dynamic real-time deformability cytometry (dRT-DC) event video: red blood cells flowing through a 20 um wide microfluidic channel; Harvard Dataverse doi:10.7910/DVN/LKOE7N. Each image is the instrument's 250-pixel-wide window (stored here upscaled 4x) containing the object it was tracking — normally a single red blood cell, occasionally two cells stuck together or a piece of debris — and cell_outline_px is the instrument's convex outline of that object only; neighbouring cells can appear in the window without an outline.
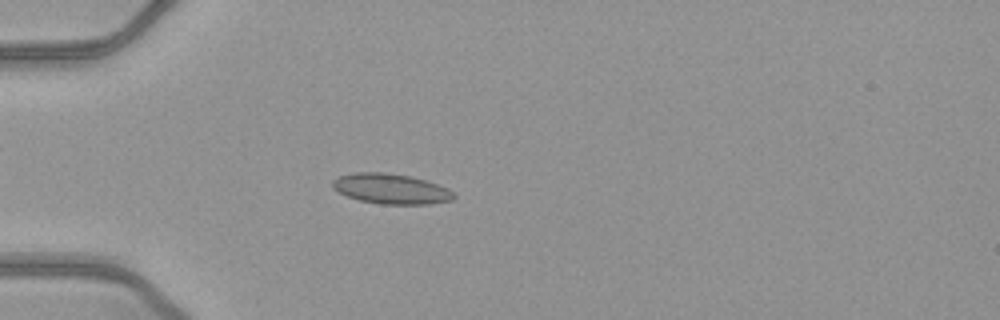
{"species": "common noctule bat (a hibernating species)", "species_latin": "Nyctalus noctula", "temperature_condition": "warm", "stored_images_in_passage": 43, "camera_frame_rate_fps": 3000, "um_per_image_px": 0.085, "animal": {"sex": "female", "body_mass_g": 21.9}, "frame": {"image": 1, "passage_image": 9, "time_ms": 2.667, "image_size_px": [1000, 320], "cell_outline_px": [[456, 196], [452, 200], [428, 204], [380, 204], [360, 200], [348, 196], [332, 188], [332, 180], [340, 176], [356, 172], [384, 172], [408, 176], [424, 180], [448, 188]], "centroid_in_image_um": [33.22, 16.05], "position_along_channel_um": 51.8, "area_um2": 21.1}}
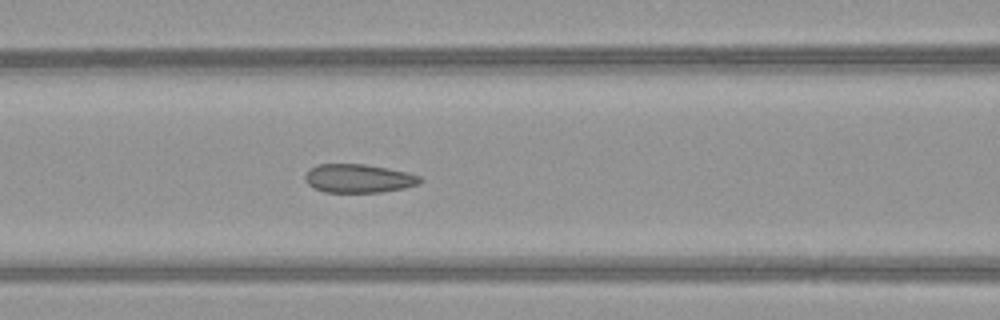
{"frame": {"image": 2, "passage_image": 16, "time_ms": 5.0, "image_size_px": [1000, 320], "cell_outline_px": [[424, 180], [420, 184], [404, 188], [380, 192], [324, 192], [312, 188], [304, 180], [304, 176], [308, 168], [316, 164], [364, 164], [388, 168], [420, 176]], "centroid_in_image_um": [30.43, 15.16], "position_along_channel_um": 136.2, "area_um2": 19.36}}
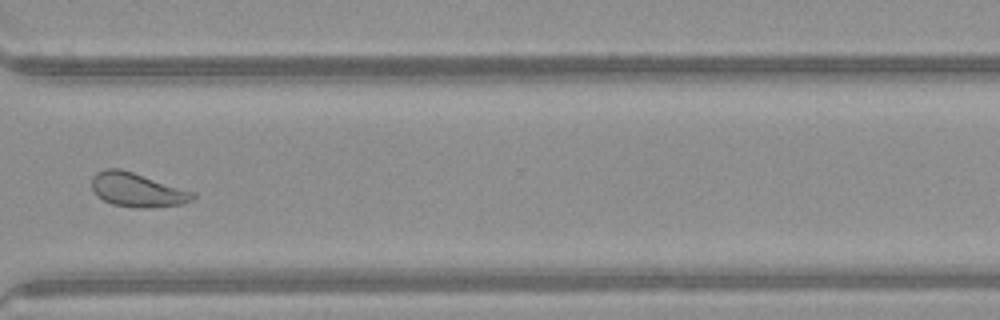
{"frame": {"image": 3, "passage_image": 32, "time_ms": 10.333, "image_size_px": [1000, 320], "cell_outline_px": [[196, 196], [192, 200], [184, 204], [152, 208], [136, 208], [112, 204], [96, 196], [92, 188], [92, 176], [96, 172], [104, 168], [120, 168], [196, 192]], "centroid_in_image_um": [11.67, 16.14], "position_along_channel_um": 358.9, "area_um2": 20.35}, "authors_computed_cell_mechanics": {"area_um2": 20.3456, "velocity_mm_per_s": 4.2041, "shape_relaxation_time_tau1_ms": null, "shape_relaxation_time_tau2_ms": 0.8312, "deformation_change_tau1": null, "deformation_change_tau2": 0.0597}}